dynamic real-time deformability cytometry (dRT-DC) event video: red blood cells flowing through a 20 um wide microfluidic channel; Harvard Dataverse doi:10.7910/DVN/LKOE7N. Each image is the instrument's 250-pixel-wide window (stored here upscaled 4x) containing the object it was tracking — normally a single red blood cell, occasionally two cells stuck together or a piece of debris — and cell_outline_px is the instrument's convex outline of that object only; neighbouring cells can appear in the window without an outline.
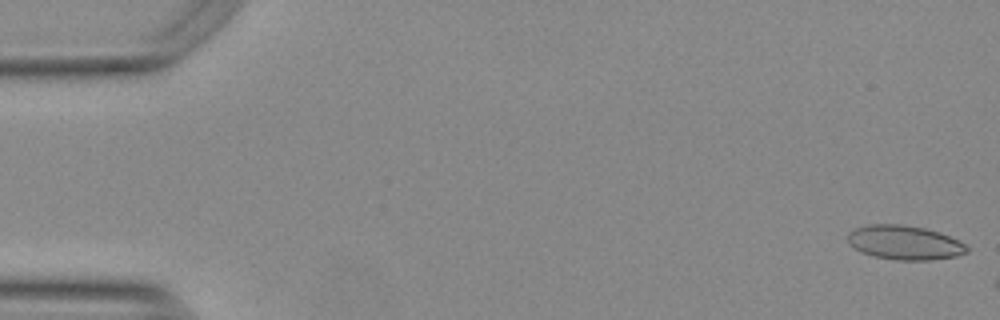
{"species": "Egyptian fruit bat (a non-hibernating species)", "species_latin": "Rousettus aegyptiacus", "temperature_condition": "warm", "stored_images_in_passage": 7, "camera_frame_rate_fps": 3000, "um_per_image_px": 0.085, "animal": {"sex": "female"}, "frame": {"image": 1, "passage_image": 1, "time_ms": 0.0, "image_size_px": [1000, 320], "cell_outline_px": [[968, 252], [956, 256], [932, 260], [896, 260], [872, 256], [860, 252], [848, 244], [848, 232], [856, 228], [868, 224], [900, 224], [924, 228], [940, 232], [964, 244], [968, 248]], "centroid_in_image_um": [76.85, 20.62], "position_along_channel_um": 8.2, "area_um2": 23.81}}